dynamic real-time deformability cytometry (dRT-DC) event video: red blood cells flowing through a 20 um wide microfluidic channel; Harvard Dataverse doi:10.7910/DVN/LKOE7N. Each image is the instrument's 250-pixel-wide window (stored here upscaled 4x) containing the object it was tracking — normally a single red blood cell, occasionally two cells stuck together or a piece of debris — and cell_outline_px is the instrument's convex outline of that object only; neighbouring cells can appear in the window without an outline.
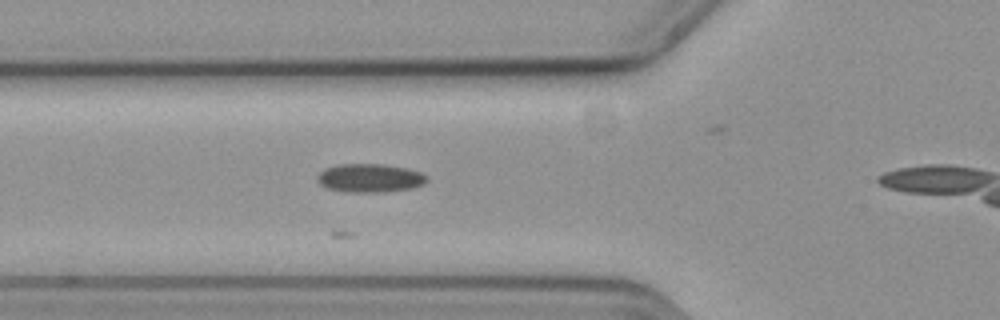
{"species": "common noctule bat (a hibernating species)", "species_latin": "Nyctalus noctula", "temperature_condition": "cold", "stored_images_in_passage": 12, "camera_frame_rate_fps": 3000, "um_per_image_px": 0.085, "animal": {"sex": "female", "body_mass_g": 19.3, "forearm_length_mm": 54.1}, "frame": {"image": 1, "passage_image": 5, "time_ms": 1.333, "image_size_px": [1000, 320], "cell_outline_px": [[428, 180], [424, 184], [412, 188], [380, 192], [344, 192], [328, 188], [320, 184], [316, 180], [316, 176], [324, 168], [336, 164], [384, 164], [408, 168], [420, 172], [428, 176]], "centroid_in_image_um": [31.43, 15.12], "position_along_channel_um": 94.4, "area_um2": 18.44}}
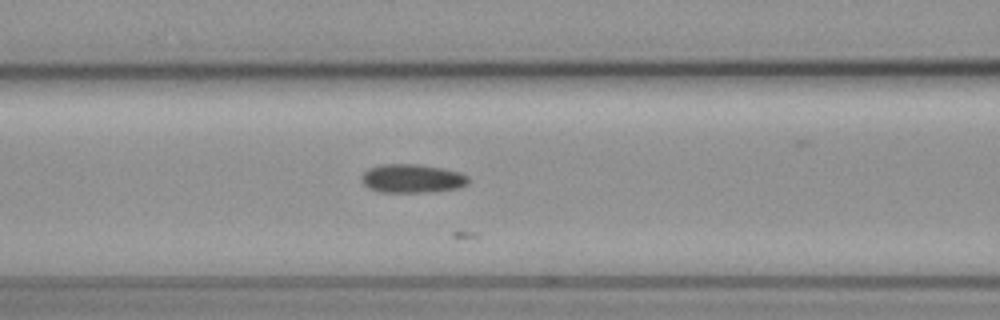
{"frame": {"image": 2, "passage_image": 8, "time_ms": 2.333, "image_size_px": [1000, 320], "cell_outline_px": [[468, 184], [460, 188], [428, 192], [380, 192], [368, 188], [360, 180], [364, 172], [368, 168], [380, 164], [416, 164], [440, 168], [460, 172], [468, 176]], "centroid_in_image_um": [35.02, 15.17], "position_along_channel_um": 131.6, "area_um2": 17.92}}
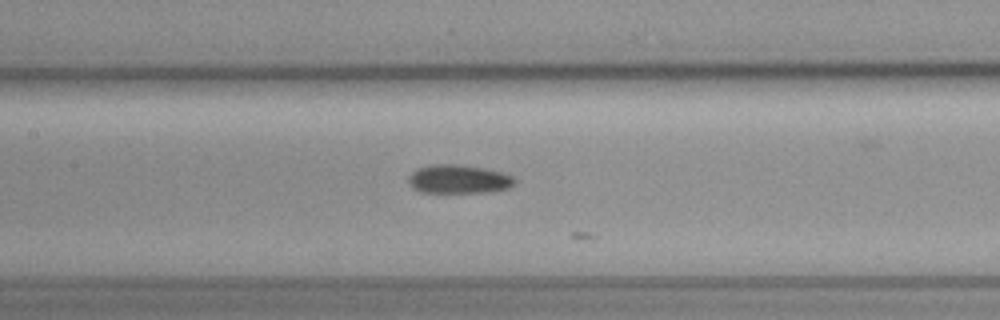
{"frame": {"image": 3, "passage_image": 11, "time_ms": 3.333, "image_size_px": [1000, 320], "cell_outline_px": [[516, 184], [508, 188], [488, 192], [420, 192], [412, 188], [408, 180], [408, 176], [412, 172], [420, 168], [432, 164], [460, 164], [484, 168], [500, 172], [512, 176], [516, 180]], "centroid_in_image_um": [38.99, 15.23], "position_along_channel_um": 168.4, "area_um2": 17.74}}